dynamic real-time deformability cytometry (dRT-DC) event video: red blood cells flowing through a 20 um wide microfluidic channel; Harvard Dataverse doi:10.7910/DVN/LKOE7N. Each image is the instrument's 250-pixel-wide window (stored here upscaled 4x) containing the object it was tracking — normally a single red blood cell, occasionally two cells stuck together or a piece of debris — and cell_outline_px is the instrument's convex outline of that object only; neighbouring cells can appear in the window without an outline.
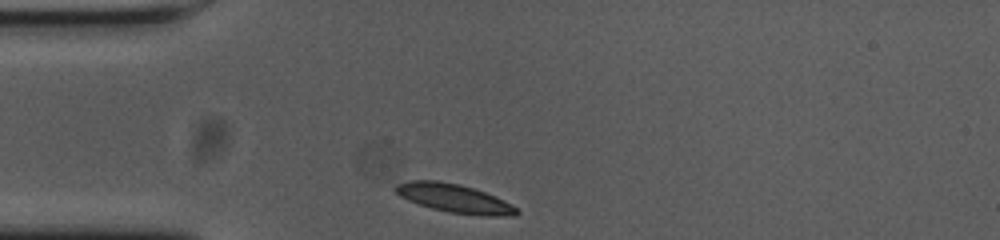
{"species": "common noctule bat (a hibernating species)", "species_latin": "Nyctalus noctula", "temperature_condition": "cold", "stored_images_in_passage": 25, "camera_frame_rate_fps": 3000, "um_per_image_px": 0.085, "animal": {"sex": "female", "body_mass_g": 23.0, "forearm_length_mm": 53.4}, "frame": {"image": 1, "passage_image": 1, "time_ms": 0.0, "image_size_px": [1000, 240], "cell_outline_px": [[520, 212], [516, 216], [480, 216], [448, 212], [432, 208], [408, 200], [400, 196], [392, 188], [396, 184], [412, 180], [436, 180], [460, 184], [484, 192], [512, 204]], "centroid_in_image_um": [38.62, 16.86], "position_along_channel_um": 46.4, "area_um2": 20.17}}
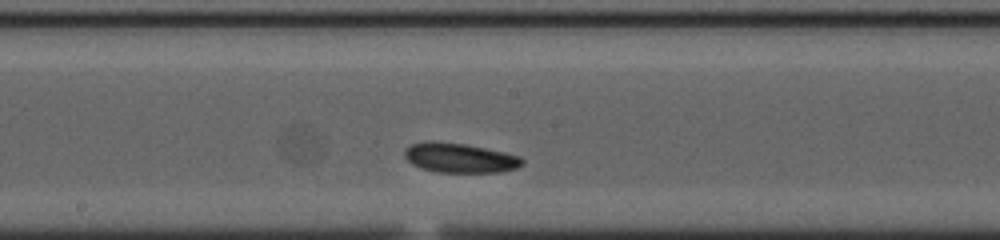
{"frame": {"image": 2, "passage_image": 16, "time_ms": 5.0, "image_size_px": [1000, 240], "cell_outline_px": [[524, 164], [520, 168], [500, 172], [436, 172], [420, 168], [412, 164], [404, 156], [404, 148], [412, 144], [428, 140], [432, 140], [464, 144], [504, 152], [520, 156], [524, 160]], "centroid_in_image_um": [39.08, 13.42], "position_along_channel_um": 209.1, "area_um2": 20.52}}
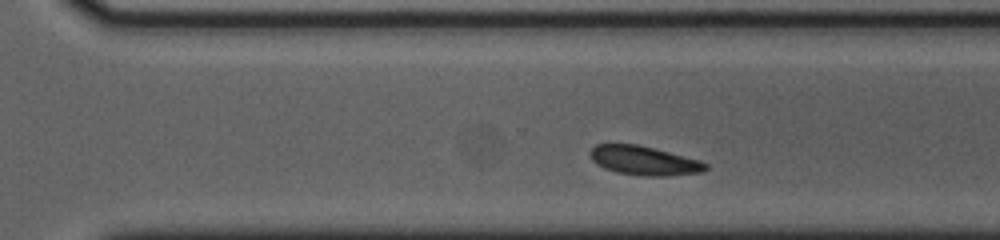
{"frame": {"image": 3, "passage_image": 25, "time_ms": 8.0, "image_size_px": [1000, 240], "cell_outline_px": [[708, 168], [704, 172], [664, 176], [640, 176], [616, 172], [604, 168], [596, 164], [592, 160], [588, 152], [596, 144], [636, 144], [700, 160], [708, 164]], "centroid_in_image_um": [54.73, 13.66], "position_along_channel_um": 315.9, "area_um2": 19.59}}